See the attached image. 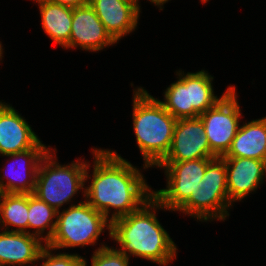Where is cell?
<instances>
[{
  "label": "cell",
  "instance_id": "obj_12",
  "mask_svg": "<svg viewBox=\"0 0 266 266\" xmlns=\"http://www.w3.org/2000/svg\"><path fill=\"white\" fill-rule=\"evenodd\" d=\"M222 158L227 170V190L231 204L245 199L264 182L265 161L252 158Z\"/></svg>",
  "mask_w": 266,
  "mask_h": 266
},
{
  "label": "cell",
  "instance_id": "obj_8",
  "mask_svg": "<svg viewBox=\"0 0 266 266\" xmlns=\"http://www.w3.org/2000/svg\"><path fill=\"white\" fill-rule=\"evenodd\" d=\"M241 116L235 86L214 107L199 115L210 150L217 157L224 156L230 149L240 126Z\"/></svg>",
  "mask_w": 266,
  "mask_h": 266
},
{
  "label": "cell",
  "instance_id": "obj_14",
  "mask_svg": "<svg viewBox=\"0 0 266 266\" xmlns=\"http://www.w3.org/2000/svg\"><path fill=\"white\" fill-rule=\"evenodd\" d=\"M89 5L116 43L136 29L141 11L134 3L127 0H90Z\"/></svg>",
  "mask_w": 266,
  "mask_h": 266
},
{
  "label": "cell",
  "instance_id": "obj_27",
  "mask_svg": "<svg viewBox=\"0 0 266 266\" xmlns=\"http://www.w3.org/2000/svg\"><path fill=\"white\" fill-rule=\"evenodd\" d=\"M3 46H2V43H1V41H0V61H1V59H2V56H3V48H2Z\"/></svg>",
  "mask_w": 266,
  "mask_h": 266
},
{
  "label": "cell",
  "instance_id": "obj_16",
  "mask_svg": "<svg viewBox=\"0 0 266 266\" xmlns=\"http://www.w3.org/2000/svg\"><path fill=\"white\" fill-rule=\"evenodd\" d=\"M222 157L252 158L266 162V116L240 125Z\"/></svg>",
  "mask_w": 266,
  "mask_h": 266
},
{
  "label": "cell",
  "instance_id": "obj_24",
  "mask_svg": "<svg viewBox=\"0 0 266 266\" xmlns=\"http://www.w3.org/2000/svg\"><path fill=\"white\" fill-rule=\"evenodd\" d=\"M54 4H60L62 6H67L70 8H76L79 6L88 5L90 0H47Z\"/></svg>",
  "mask_w": 266,
  "mask_h": 266
},
{
  "label": "cell",
  "instance_id": "obj_5",
  "mask_svg": "<svg viewBox=\"0 0 266 266\" xmlns=\"http://www.w3.org/2000/svg\"><path fill=\"white\" fill-rule=\"evenodd\" d=\"M106 228L110 235L111 222L87 201H80L57 211L56 227L46 245L56 251L94 245Z\"/></svg>",
  "mask_w": 266,
  "mask_h": 266
},
{
  "label": "cell",
  "instance_id": "obj_15",
  "mask_svg": "<svg viewBox=\"0 0 266 266\" xmlns=\"http://www.w3.org/2000/svg\"><path fill=\"white\" fill-rule=\"evenodd\" d=\"M36 236L26 232H0V266L35 265L37 258L45 246ZM34 263V264H33Z\"/></svg>",
  "mask_w": 266,
  "mask_h": 266
},
{
  "label": "cell",
  "instance_id": "obj_3",
  "mask_svg": "<svg viewBox=\"0 0 266 266\" xmlns=\"http://www.w3.org/2000/svg\"><path fill=\"white\" fill-rule=\"evenodd\" d=\"M133 128L141 151L143 168L157 166L170 150L175 119L142 87L133 90Z\"/></svg>",
  "mask_w": 266,
  "mask_h": 266
},
{
  "label": "cell",
  "instance_id": "obj_26",
  "mask_svg": "<svg viewBox=\"0 0 266 266\" xmlns=\"http://www.w3.org/2000/svg\"><path fill=\"white\" fill-rule=\"evenodd\" d=\"M127 1L134 3L139 9H141L139 5V0H127Z\"/></svg>",
  "mask_w": 266,
  "mask_h": 266
},
{
  "label": "cell",
  "instance_id": "obj_20",
  "mask_svg": "<svg viewBox=\"0 0 266 266\" xmlns=\"http://www.w3.org/2000/svg\"><path fill=\"white\" fill-rule=\"evenodd\" d=\"M55 219V220H54ZM57 211L35 195L28 194V229H34L32 235L46 245L53 236L56 227ZM54 220V221H53ZM46 229L49 231L43 236Z\"/></svg>",
  "mask_w": 266,
  "mask_h": 266
},
{
  "label": "cell",
  "instance_id": "obj_6",
  "mask_svg": "<svg viewBox=\"0 0 266 266\" xmlns=\"http://www.w3.org/2000/svg\"><path fill=\"white\" fill-rule=\"evenodd\" d=\"M230 203L227 190V170L222 157L214 158L189 199L177 210L197 221L225 220Z\"/></svg>",
  "mask_w": 266,
  "mask_h": 266
},
{
  "label": "cell",
  "instance_id": "obj_7",
  "mask_svg": "<svg viewBox=\"0 0 266 266\" xmlns=\"http://www.w3.org/2000/svg\"><path fill=\"white\" fill-rule=\"evenodd\" d=\"M214 158H202L181 162H160L156 167L164 168L167 187L153 191V197L165 210L177 211L190 197L202 180L207 165Z\"/></svg>",
  "mask_w": 266,
  "mask_h": 266
},
{
  "label": "cell",
  "instance_id": "obj_13",
  "mask_svg": "<svg viewBox=\"0 0 266 266\" xmlns=\"http://www.w3.org/2000/svg\"><path fill=\"white\" fill-rule=\"evenodd\" d=\"M40 142L26 119L10 104L0 102V155L32 149Z\"/></svg>",
  "mask_w": 266,
  "mask_h": 266
},
{
  "label": "cell",
  "instance_id": "obj_11",
  "mask_svg": "<svg viewBox=\"0 0 266 266\" xmlns=\"http://www.w3.org/2000/svg\"><path fill=\"white\" fill-rule=\"evenodd\" d=\"M115 43L89 4L72 8L69 48L95 52Z\"/></svg>",
  "mask_w": 266,
  "mask_h": 266
},
{
  "label": "cell",
  "instance_id": "obj_2",
  "mask_svg": "<svg viewBox=\"0 0 266 266\" xmlns=\"http://www.w3.org/2000/svg\"><path fill=\"white\" fill-rule=\"evenodd\" d=\"M160 208L164 209L152 197L137 211L111 222L110 237L119 243L118 250L122 254L162 266L176 258L177 247L156 217V210Z\"/></svg>",
  "mask_w": 266,
  "mask_h": 266
},
{
  "label": "cell",
  "instance_id": "obj_28",
  "mask_svg": "<svg viewBox=\"0 0 266 266\" xmlns=\"http://www.w3.org/2000/svg\"><path fill=\"white\" fill-rule=\"evenodd\" d=\"M207 1H209V0H201V2H203V4L206 3Z\"/></svg>",
  "mask_w": 266,
  "mask_h": 266
},
{
  "label": "cell",
  "instance_id": "obj_18",
  "mask_svg": "<svg viewBox=\"0 0 266 266\" xmlns=\"http://www.w3.org/2000/svg\"><path fill=\"white\" fill-rule=\"evenodd\" d=\"M39 4L44 32L55 43L69 48L72 24V8L54 4L47 0H33Z\"/></svg>",
  "mask_w": 266,
  "mask_h": 266
},
{
  "label": "cell",
  "instance_id": "obj_23",
  "mask_svg": "<svg viewBox=\"0 0 266 266\" xmlns=\"http://www.w3.org/2000/svg\"><path fill=\"white\" fill-rule=\"evenodd\" d=\"M129 258L117 248L101 244L92 255L91 266H129Z\"/></svg>",
  "mask_w": 266,
  "mask_h": 266
},
{
  "label": "cell",
  "instance_id": "obj_17",
  "mask_svg": "<svg viewBox=\"0 0 266 266\" xmlns=\"http://www.w3.org/2000/svg\"><path fill=\"white\" fill-rule=\"evenodd\" d=\"M177 78H180L188 86L189 107L199 114H203L206 110L214 107L234 86H229L228 89L218 98L214 95L212 86L213 76L207 71L201 70L195 73L179 70Z\"/></svg>",
  "mask_w": 266,
  "mask_h": 266
},
{
  "label": "cell",
  "instance_id": "obj_21",
  "mask_svg": "<svg viewBox=\"0 0 266 266\" xmlns=\"http://www.w3.org/2000/svg\"><path fill=\"white\" fill-rule=\"evenodd\" d=\"M159 102L175 119L199 117L193 107H189L188 86L180 78L167 87L164 101Z\"/></svg>",
  "mask_w": 266,
  "mask_h": 266
},
{
  "label": "cell",
  "instance_id": "obj_9",
  "mask_svg": "<svg viewBox=\"0 0 266 266\" xmlns=\"http://www.w3.org/2000/svg\"><path fill=\"white\" fill-rule=\"evenodd\" d=\"M200 117L177 119L169 152L161 162L216 158Z\"/></svg>",
  "mask_w": 266,
  "mask_h": 266
},
{
  "label": "cell",
  "instance_id": "obj_10",
  "mask_svg": "<svg viewBox=\"0 0 266 266\" xmlns=\"http://www.w3.org/2000/svg\"><path fill=\"white\" fill-rule=\"evenodd\" d=\"M49 150L41 141L35 148L6 155L12 157L16 163L8 165L7 174L0 173V193L33 194L40 162ZM18 162L20 163L17 164ZM4 179H7L5 183Z\"/></svg>",
  "mask_w": 266,
  "mask_h": 266
},
{
  "label": "cell",
  "instance_id": "obj_22",
  "mask_svg": "<svg viewBox=\"0 0 266 266\" xmlns=\"http://www.w3.org/2000/svg\"><path fill=\"white\" fill-rule=\"evenodd\" d=\"M52 250L47 245L42 248L37 258V261L41 260L43 262L40 266H87V261L78 254L65 252L55 255Z\"/></svg>",
  "mask_w": 266,
  "mask_h": 266
},
{
  "label": "cell",
  "instance_id": "obj_4",
  "mask_svg": "<svg viewBox=\"0 0 266 266\" xmlns=\"http://www.w3.org/2000/svg\"><path fill=\"white\" fill-rule=\"evenodd\" d=\"M55 152L50 149L41 160L33 195L59 211L65 203L69 204L79 189L85 192V182L91 176L88 174L90 164L86 161L78 159L71 164L61 165L57 162Z\"/></svg>",
  "mask_w": 266,
  "mask_h": 266
},
{
  "label": "cell",
  "instance_id": "obj_19",
  "mask_svg": "<svg viewBox=\"0 0 266 266\" xmlns=\"http://www.w3.org/2000/svg\"><path fill=\"white\" fill-rule=\"evenodd\" d=\"M0 225L4 228L1 230L31 234L27 229L28 194L0 193ZM10 226H14L16 229L10 230Z\"/></svg>",
  "mask_w": 266,
  "mask_h": 266
},
{
  "label": "cell",
  "instance_id": "obj_1",
  "mask_svg": "<svg viewBox=\"0 0 266 266\" xmlns=\"http://www.w3.org/2000/svg\"><path fill=\"white\" fill-rule=\"evenodd\" d=\"M92 153V181L83 196L110 222L137 211L153 197L140 170L117 152L94 148ZM111 209L115 212L110 217Z\"/></svg>",
  "mask_w": 266,
  "mask_h": 266
},
{
  "label": "cell",
  "instance_id": "obj_25",
  "mask_svg": "<svg viewBox=\"0 0 266 266\" xmlns=\"http://www.w3.org/2000/svg\"><path fill=\"white\" fill-rule=\"evenodd\" d=\"M151 3H154L156 6H158L160 9L159 10H163L162 6L168 2L169 0H148Z\"/></svg>",
  "mask_w": 266,
  "mask_h": 266
}]
</instances>
